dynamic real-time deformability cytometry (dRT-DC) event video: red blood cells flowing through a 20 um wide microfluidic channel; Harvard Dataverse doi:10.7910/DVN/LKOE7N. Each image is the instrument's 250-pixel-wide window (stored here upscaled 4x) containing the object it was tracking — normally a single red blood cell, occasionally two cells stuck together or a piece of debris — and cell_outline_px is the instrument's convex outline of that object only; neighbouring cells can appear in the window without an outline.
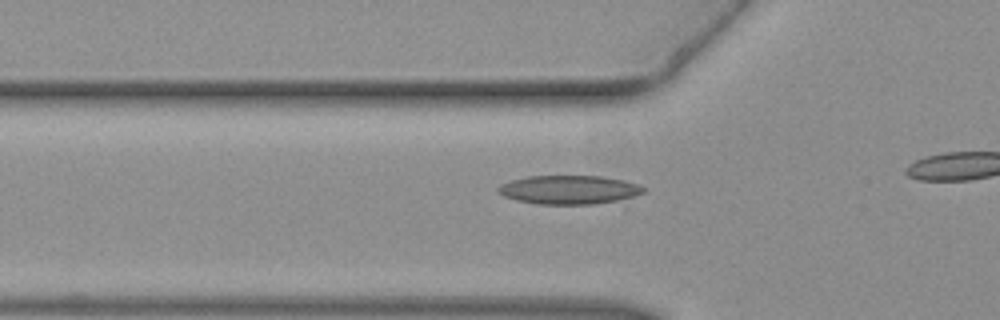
{"species": "common noctule bat (a hibernating species)", "species_latin": "Nyctalus noctula", "temperature_condition": "warm", "stored_images_in_passage": 19, "camera_frame_rate_fps": 3000, "um_per_image_px": 0.085, "animal": {"sex": "female", "body_mass_g": 19.3, "forearm_length_mm": 54.1}, "frame": {"image": 1, "passage_image": 14, "time_ms": 4.333, "image_size_px": [1000, 320], "cell_outline_px": [[644, 192], [632, 196], [616, 200], [592, 204], [540, 204], [516, 200], [504, 196], [496, 192], [496, 188], [500, 184], [512, 180], [528, 176], [604, 176], [624, 180], [636, 184], [644, 188]], "centroid_in_image_um": [48.3, 16.12], "position_along_channel_um": 77.5, "area_um2": 24.16}}